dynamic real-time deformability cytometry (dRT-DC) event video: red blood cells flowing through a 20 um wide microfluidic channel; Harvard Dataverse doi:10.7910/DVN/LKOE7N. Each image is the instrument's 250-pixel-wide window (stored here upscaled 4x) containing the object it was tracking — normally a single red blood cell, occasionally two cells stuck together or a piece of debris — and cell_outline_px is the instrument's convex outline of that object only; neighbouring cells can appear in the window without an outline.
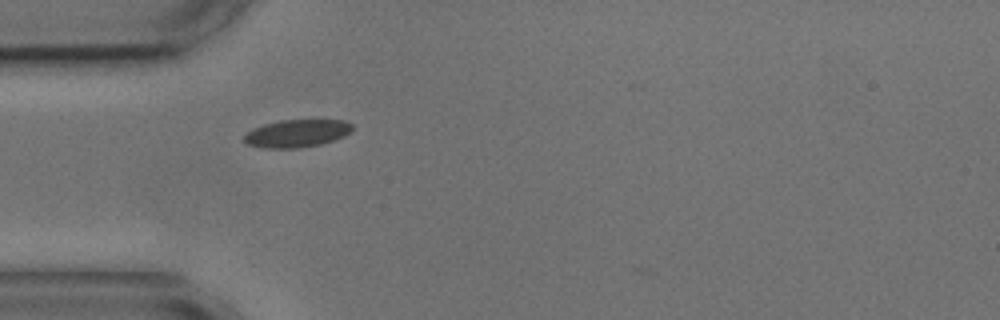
{"species": "common noctule bat (a hibernating species)", "species_latin": "Nyctalus noctula", "temperature_condition": "cold", "stored_images_in_passage": 2, "camera_frame_rate_fps": 3000, "um_per_image_px": 0.085, "animal": {"sex": "male", "body_mass_g": 17.9, "forearm_length_mm": 54.2}, "frame": {"image": 1, "passage_image": 1, "time_ms": 0.0, "image_size_px": [1000, 320], "cell_outline_px": [[352, 128], [344, 136], [320, 144], [296, 148], [264, 148], [244, 144], [244, 136], [252, 128], [264, 124], [280, 120], [344, 120], [352, 124]], "centroid_in_image_um": [25.18, 11.33], "position_along_channel_um": 59.8, "area_um2": 17.34}}